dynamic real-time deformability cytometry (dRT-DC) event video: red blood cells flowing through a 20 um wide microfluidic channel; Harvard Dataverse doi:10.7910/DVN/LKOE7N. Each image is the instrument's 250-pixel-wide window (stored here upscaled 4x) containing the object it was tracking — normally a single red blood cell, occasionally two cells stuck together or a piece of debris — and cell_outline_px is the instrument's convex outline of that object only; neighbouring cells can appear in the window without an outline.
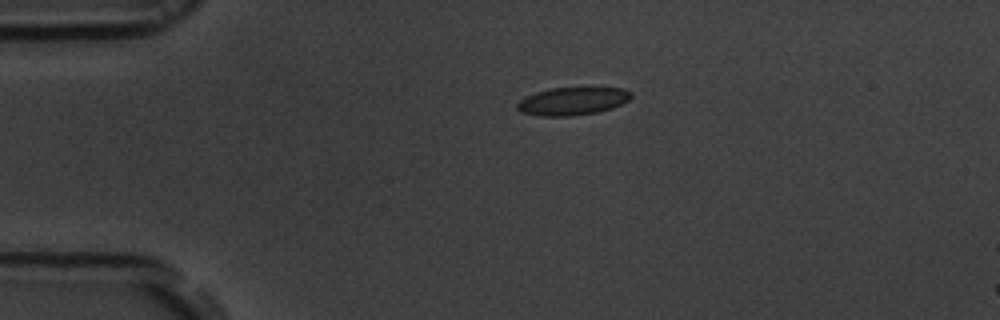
{"species": "common noctule bat (a hibernating species)", "species_latin": "Nyctalus noctula", "temperature_condition": "room temperature", "stored_images_in_passage": 44, "camera_frame_rate_fps": 3000, "um_per_image_px": 0.085, "animal": {"sex": "male", "body_mass_g": 19.5, "forearm_length_mm": 54.6}, "frame": {"image": 1, "passage_image": 1, "time_ms": 0.0, "image_size_px": [1000, 320], "cell_outline_px": [[632, 96], [628, 100], [612, 108], [596, 112], [572, 116], [540, 116], [520, 112], [516, 108], [516, 104], [524, 96], [536, 92], [552, 88], [624, 88], [632, 92]], "centroid_in_image_um": [48.63, 8.6], "position_along_channel_um": 36.4, "area_um2": 18.5}}
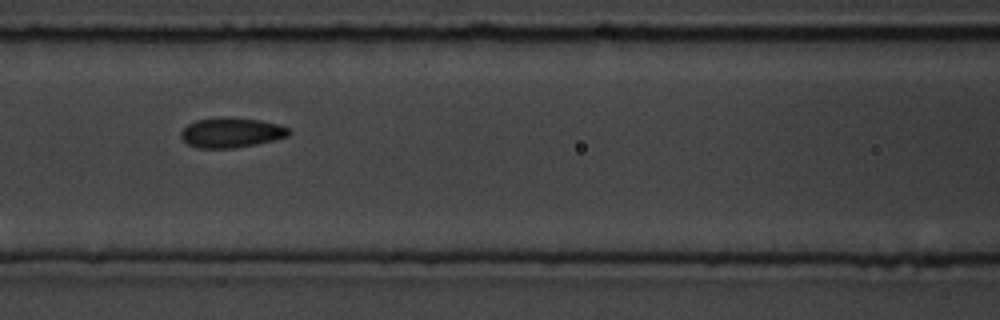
{"frame": {"image": 2, "passage_image": 13, "time_ms": 4.0, "image_size_px": [1000, 320], "cell_outline_px": [[292, 132], [288, 136], [256, 144], [232, 148], [196, 148], [188, 144], [180, 136], [180, 132], [188, 124], [196, 120], [220, 116], [260, 120], [280, 124], [288, 128]], "centroid_in_image_um": [19.65, 11.26], "position_along_channel_um": 147.0, "area_um2": 18.9}}
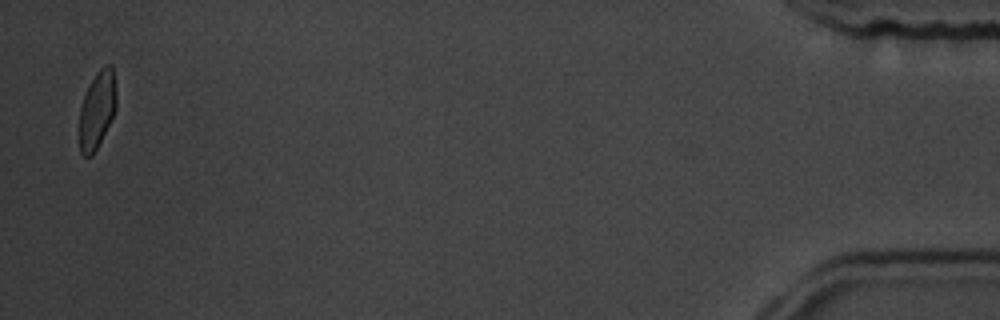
{"frame": {"image": 3, "passage_image": 43, "time_ms": 14.0, "image_size_px": [1000, 320], "cell_outline_px": [[116, 108], [92, 156], [84, 156], [80, 152], [80, 108], [84, 96], [96, 72], [104, 64], [112, 64], [116, 92]], "centroid_in_image_um": [8.26, 9.28], "position_along_channel_um": 426.9, "area_um2": 16.24}, "authors_computed_cell_mechanics": {"area_um2": 18.4671, "velocity_mm_per_s": 3.7145, "shape_relaxation_time_tau1_ms": 3.751, "shape_relaxation_time_tau2_ms": 0.9228, "deformation_change_tau1": 0.1077, "deformation_change_tau2": 0.0411}}